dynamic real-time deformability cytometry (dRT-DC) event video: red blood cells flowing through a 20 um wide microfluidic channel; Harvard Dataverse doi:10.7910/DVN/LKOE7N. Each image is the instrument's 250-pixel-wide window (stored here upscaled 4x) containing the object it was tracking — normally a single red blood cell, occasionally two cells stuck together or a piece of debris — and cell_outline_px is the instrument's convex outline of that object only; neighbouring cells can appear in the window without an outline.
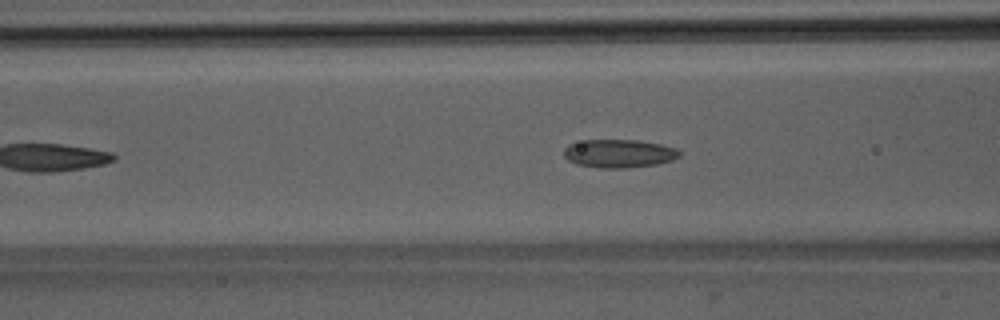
{"species": "Egyptian fruit bat (a non-hibernating species)", "species_latin": "Rousettus aegyptiacus", "temperature_condition": "room temperature", "stored_images_in_passage": 37, "camera_frame_rate_fps": 3000, "um_per_image_px": 0.085, "animal": {"sex": "male"}, "frame": {"image": 1, "passage_image": 6, "time_ms": 1.667, "image_size_px": [1000, 320], "cell_outline_px": [[680, 156], [672, 160], [656, 164], [624, 168], [600, 168], [576, 164], [568, 160], [564, 156], [564, 148], [568, 144], [584, 140], [640, 140], [660, 144], [676, 148], [680, 152]], "centroid_in_image_um": [52.59, 13.04], "position_along_channel_um": 114.0, "area_um2": 19.07}}
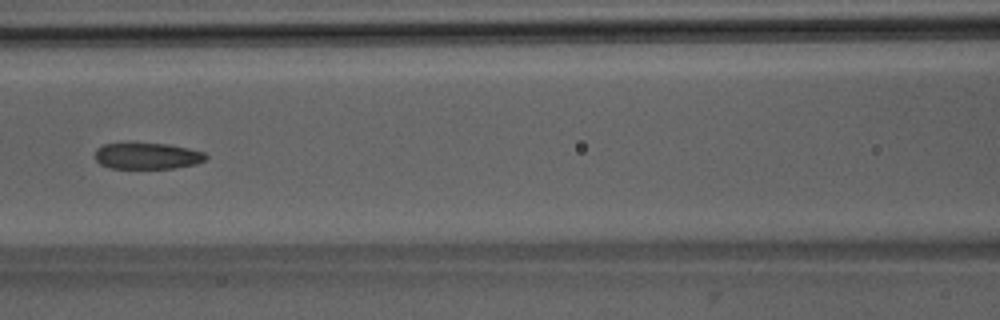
{"frame": {"image": 2, "passage_image": 9, "time_ms": 2.667, "image_size_px": [1000, 320], "cell_outline_px": [[208, 156], [204, 160], [196, 164], [172, 168], [112, 168], [100, 164], [96, 160], [96, 148], [104, 144], [168, 144], [188, 148], [204, 152]], "centroid_in_image_um": [12.53, 13.26], "position_along_channel_um": 154.1, "area_um2": 16.7}}
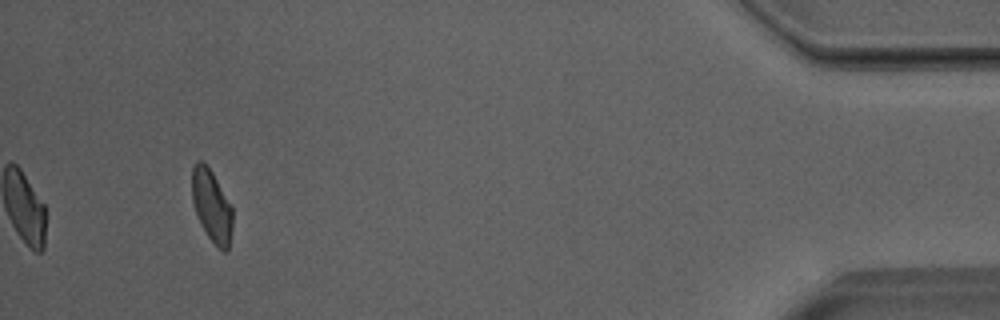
{"frame": {"image": 3, "passage_image": 34, "time_ms": 11.0, "image_size_px": [1000, 320], "cell_outline_px": [[232, 228], [228, 252], [224, 252], [216, 248], [200, 224], [196, 216], [192, 200], [192, 168], [196, 160], [200, 160], [212, 172], [232, 208]], "centroid_in_image_um": [17.98, 17.56], "position_along_channel_um": 417.2, "area_um2": 17.11}, "authors_computed_cell_mechanics": {"area_um2": 17.9758, "velocity_mm_per_s": 3.9972, "shape_relaxation_time_tau1_ms": 8.0813, "shape_relaxation_time_tau2_ms": 2.4179, "deformation_change_tau1": 0.1668, "deformation_change_tau2": 0.0981}}